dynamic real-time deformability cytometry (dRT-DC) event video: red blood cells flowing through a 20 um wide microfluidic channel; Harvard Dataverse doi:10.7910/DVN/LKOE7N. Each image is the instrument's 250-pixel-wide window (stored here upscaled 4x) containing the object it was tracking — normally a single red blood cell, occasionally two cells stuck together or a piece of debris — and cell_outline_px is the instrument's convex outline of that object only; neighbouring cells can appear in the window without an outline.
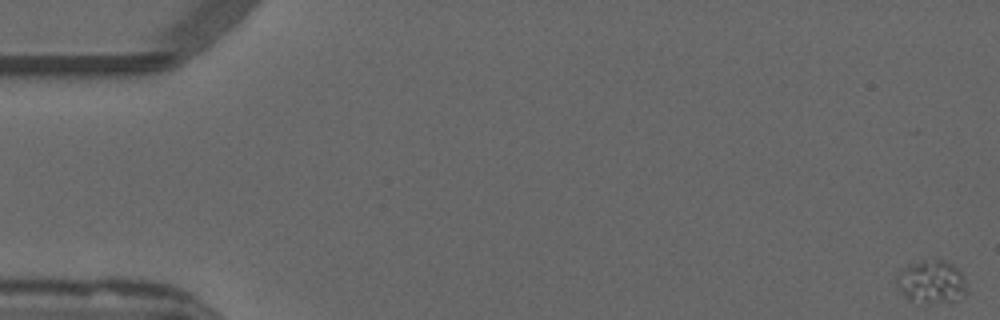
{"species": "common noctule bat (a hibernating species)", "species_latin": "Nyctalus noctula", "temperature_condition": "warm", "stored_images_in_passage": 3, "camera_frame_rate_fps": 3000, "um_per_image_px": 0.085, "animal": {"sex": "male", "forearm_length_mm": 52.5}, "frame": {"image": 1, "passage_image": 1, "time_ms": 0.0, "image_size_px": [1000, 320], "cell_outline_px": [[968, 292], [964, 296], [956, 300], [924, 304], [908, 300], [904, 296], [896, 284], [896, 276], [900, 268], [908, 264], [924, 260], [944, 260], [952, 264], [964, 276]], "centroid_in_image_um": [79.15, 23.97], "position_along_channel_um": 5.8, "area_um2": 17.98}}